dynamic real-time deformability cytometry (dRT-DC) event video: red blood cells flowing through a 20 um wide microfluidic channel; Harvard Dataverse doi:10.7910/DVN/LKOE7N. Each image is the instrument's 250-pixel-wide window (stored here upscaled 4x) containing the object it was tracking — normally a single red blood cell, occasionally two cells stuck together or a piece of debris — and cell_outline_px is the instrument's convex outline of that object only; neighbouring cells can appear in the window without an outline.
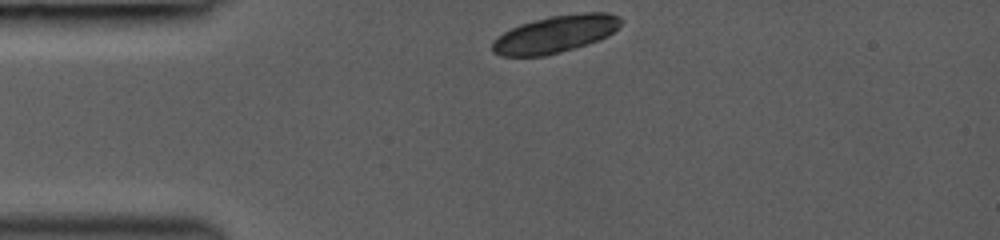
{"species": "common noctule bat (a hibernating species)", "species_latin": "Nyctalus noctula", "temperature_condition": "room temperature", "stored_images_in_passage": 26, "camera_frame_rate_fps": 3000, "um_per_image_px": 0.085, "animal": {"sex": "female", "body_mass_g": 19.0, "forearm_length_mm": 53.3}, "frame": {"image": 1, "passage_image": 1, "time_ms": 0.0, "image_size_px": [1000, 240], "cell_outline_px": [[624, 20], [608, 36], [560, 52], [544, 56], [500, 56], [492, 52], [492, 40], [504, 32], [520, 24], [548, 16], [584, 12], [608, 12], [620, 16]], "centroid_in_image_um": [47.18, 2.88], "position_along_channel_um": 37.8, "area_um2": 27.8}}